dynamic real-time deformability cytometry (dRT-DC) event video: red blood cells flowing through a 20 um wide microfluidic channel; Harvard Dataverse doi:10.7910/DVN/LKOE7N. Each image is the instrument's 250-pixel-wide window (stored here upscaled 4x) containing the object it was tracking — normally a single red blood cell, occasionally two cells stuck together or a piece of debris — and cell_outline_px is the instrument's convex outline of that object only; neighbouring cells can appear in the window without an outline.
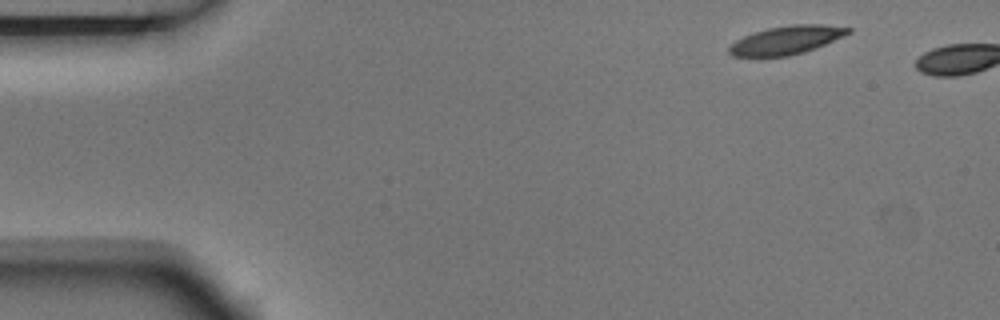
{"species": "Egyptian fruit bat (a non-hibernating species)", "species_latin": "Rousettus aegyptiacus", "temperature_condition": "room temperature", "stored_images_in_passage": 2, "camera_frame_rate_fps": 3000, "um_per_image_px": 0.085, "animal": {"sex": "male"}, "frame": {"image": 1, "passage_image": 1, "time_ms": 0.0, "image_size_px": [1000, 320], "cell_outline_px": [[852, 32], [844, 36], [804, 52], [788, 56], [732, 56], [728, 52], [728, 48], [736, 40], [744, 36], [768, 28], [788, 24], [824, 24], [852, 28]], "centroid_in_image_um": [66.87, 3.39], "position_along_channel_um": 18.1, "area_um2": 19.59}}